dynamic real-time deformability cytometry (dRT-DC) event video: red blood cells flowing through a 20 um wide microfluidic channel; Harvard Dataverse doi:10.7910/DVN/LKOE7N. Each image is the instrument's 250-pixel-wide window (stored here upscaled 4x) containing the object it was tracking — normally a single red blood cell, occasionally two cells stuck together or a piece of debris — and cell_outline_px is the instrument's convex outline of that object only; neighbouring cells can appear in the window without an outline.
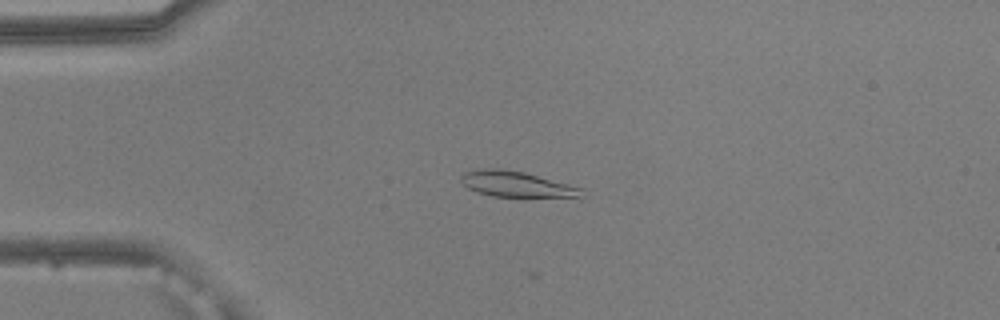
{"species": "common noctule bat (a hibernating species)", "species_latin": "Nyctalus noctula", "temperature_condition": "warm", "stored_images_in_passage": 48, "camera_frame_rate_fps": 3000, "um_per_image_px": 0.085, "animal": {"sex": "male", "body_mass_g": 20.5, "forearm_length_mm": 52.5}, "frame": {"image": 1, "passage_image": 13, "time_ms": 4.0, "image_size_px": [1000, 320], "cell_outline_px": [[588, 192], [584, 196], [524, 200], [492, 196], [476, 192], [460, 184], [460, 176], [464, 172], [480, 168], [500, 168], [524, 172], [584, 188]], "centroid_in_image_um": [43.96, 15.71], "position_along_channel_um": 41.0, "area_um2": 19.42}}
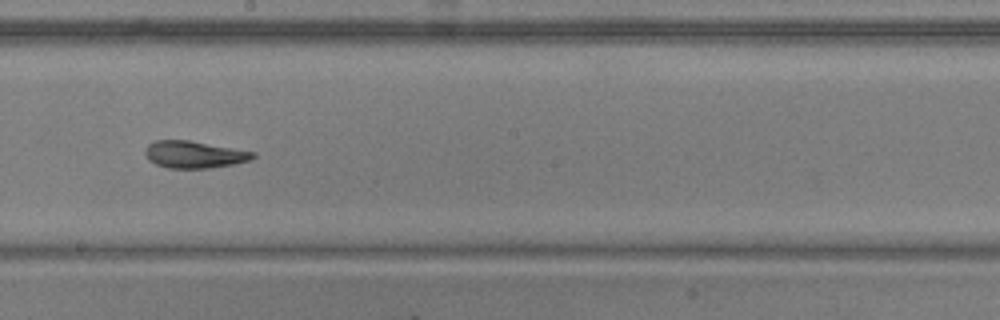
{"frame": {"image": 2, "passage_image": 30, "time_ms": 9.667, "image_size_px": [1000, 320], "cell_outline_px": [[256, 156], [248, 160], [232, 164], [208, 168], [168, 168], [156, 164], [148, 160], [144, 152], [148, 144], [156, 140], [188, 140], [256, 152]], "centroid_in_image_um": [16.47, 13.13], "position_along_channel_um": 231.7, "area_um2": 16.88}}
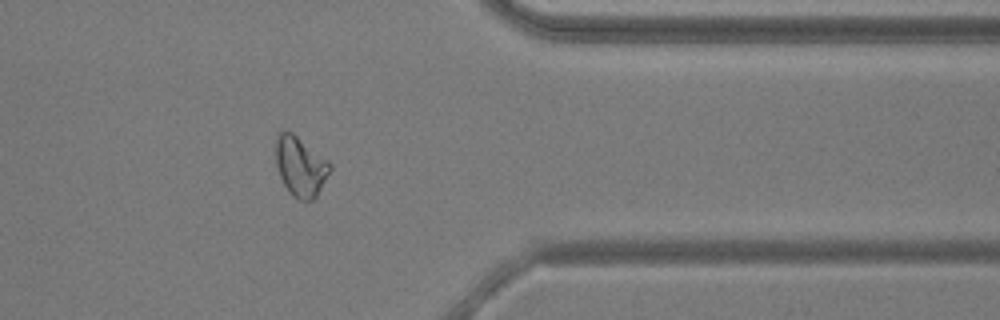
{"frame": {"image": 3, "passage_image": 43, "time_ms": 14.0, "image_size_px": [1000, 320], "cell_outline_px": [[332, 168], [316, 196], [312, 200], [300, 200], [292, 196], [284, 184], [280, 176], [276, 164], [276, 132], [292, 132], [328, 160], [332, 164]], "centroid_in_image_um": [25.54, 14.14], "position_along_channel_um": 385.9, "area_um2": 18.73}, "authors_computed_cell_mechanics": {"area_um2": 18.3804, "velocity_mm_per_s": 3.8455, "shape_relaxation_time_tau1_ms": 4.0256, "shape_relaxation_time_tau2_ms": 2.8121, "deformation_change_tau1": 0.1547, "deformation_change_tau2": 0.1005}}